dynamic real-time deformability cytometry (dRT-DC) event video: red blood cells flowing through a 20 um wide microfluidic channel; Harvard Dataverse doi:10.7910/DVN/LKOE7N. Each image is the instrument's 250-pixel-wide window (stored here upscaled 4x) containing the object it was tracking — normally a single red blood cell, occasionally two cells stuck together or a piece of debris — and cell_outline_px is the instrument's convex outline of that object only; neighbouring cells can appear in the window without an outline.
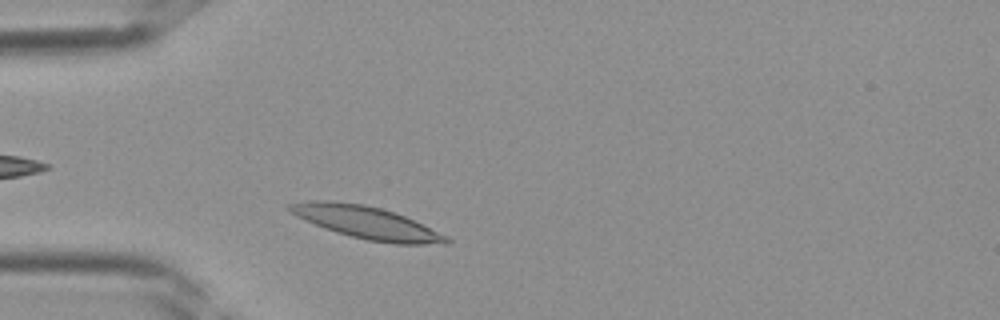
{"species": "Egyptian fruit bat (a non-hibernating species)", "species_latin": "Rousettus aegyptiacus", "temperature_condition": "room temperature", "stored_images_in_passage": 27, "camera_frame_rate_fps": 3000, "um_per_image_px": 0.085, "frame": {"image": 1, "passage_image": 3, "time_ms": 0.667, "image_size_px": [1000, 320], "cell_outline_px": [[452, 244], [396, 244], [368, 240], [336, 232], [296, 216], [288, 212], [284, 204], [308, 200], [328, 200], [364, 204], [380, 208], [404, 216], [448, 236], [452, 240]], "centroid_in_image_um": [31.14, 18.91], "position_along_channel_um": 53.9, "area_um2": 29.59}}
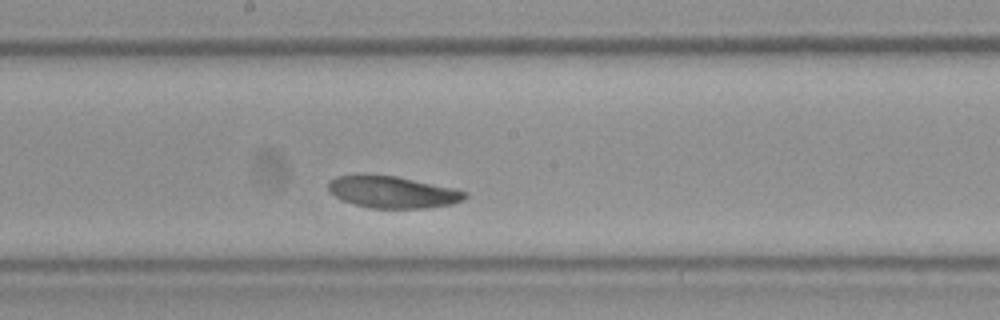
{"frame": {"image": 2, "passage_image": 13, "time_ms": 4.0, "image_size_px": [1000, 320], "cell_outline_px": [[468, 196], [464, 200], [452, 204], [428, 208], [368, 208], [344, 200], [336, 196], [328, 188], [328, 184], [336, 176], [360, 172], [396, 176], [452, 188], [468, 192]], "centroid_in_image_um": [33.36, 16.3], "position_along_channel_um": 214.8, "area_um2": 25.61}}
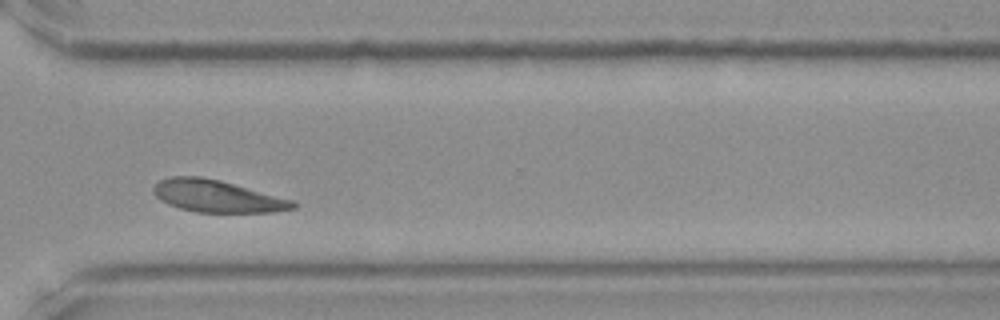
{"frame": {"image": 3, "passage_image": 21, "time_ms": 6.667, "image_size_px": [1000, 320], "cell_outline_px": [[296, 208], [272, 212], [196, 212], [180, 208], [168, 204], [160, 200], [156, 196], [152, 188], [160, 180], [168, 176], [200, 176], [220, 180], [296, 200]], "centroid_in_image_um": [18.48, 16.67], "position_along_channel_um": 352.1, "area_um2": 26.24}}